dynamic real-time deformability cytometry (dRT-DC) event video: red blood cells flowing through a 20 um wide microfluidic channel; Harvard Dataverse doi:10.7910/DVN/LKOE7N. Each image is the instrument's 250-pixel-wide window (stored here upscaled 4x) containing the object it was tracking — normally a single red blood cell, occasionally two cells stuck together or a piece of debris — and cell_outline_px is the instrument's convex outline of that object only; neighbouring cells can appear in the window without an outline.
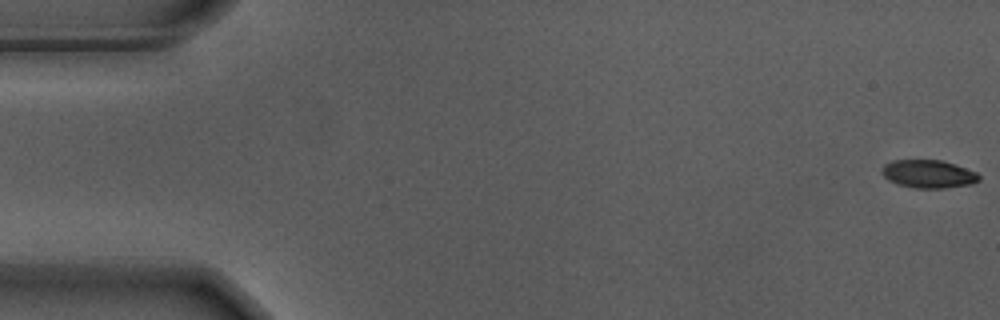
{"species": "Egyptian fruit bat (a non-hibernating species)", "species_latin": "Rousettus aegyptiacus", "temperature_condition": "warm", "stored_images_in_passage": 56, "camera_frame_rate_fps": 3000, "um_per_image_px": 0.085, "animal": {"sex": "male"}, "frame": {"image": 1, "passage_image": 1, "time_ms": 0.0, "image_size_px": [1000, 320], "cell_outline_px": [[980, 180], [972, 184], [944, 188], [916, 188], [896, 184], [888, 180], [880, 172], [880, 168], [884, 164], [892, 160], [940, 160], [956, 164], [976, 172], [980, 176]], "centroid_in_image_um": [78.89, 14.78], "position_along_channel_um": 6.1, "area_um2": 16.07}}
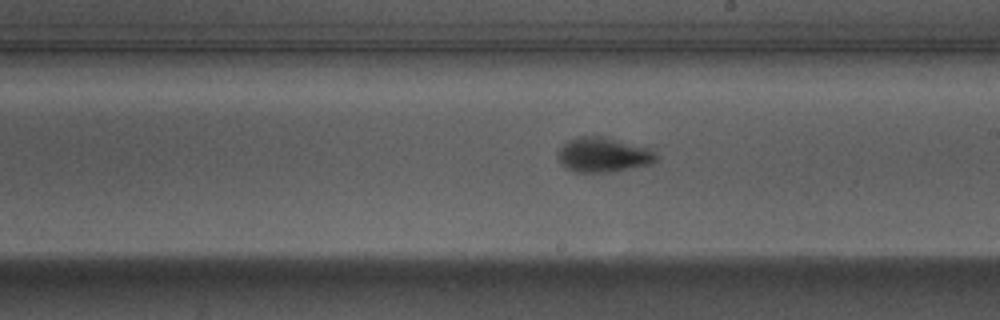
{"frame": {"image": 2, "passage_image": 32, "time_ms": 10.333, "image_size_px": [1000, 320], "cell_outline_px": [[660, 156], [652, 164], [616, 172], [576, 172], [560, 164], [556, 156], [556, 152], [568, 140], [576, 136], [600, 136], [644, 148]], "centroid_in_image_um": [51.22, 13.19], "position_along_channel_um": 237.8, "area_um2": 19.77}}
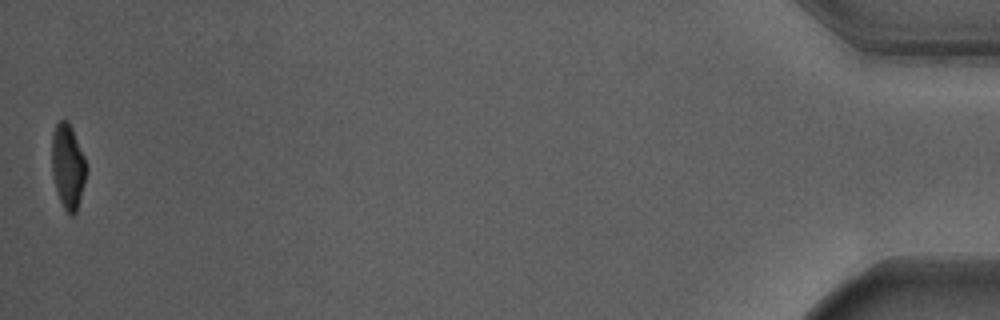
{"frame": {"image": 3, "passage_image": 56, "time_ms": 18.333, "image_size_px": [1000, 320], "cell_outline_px": [[88, 168], [76, 212], [72, 216], [64, 208], [60, 200], [56, 188], [52, 172], [52, 132], [56, 124], [60, 120], [68, 120], [72, 128], [84, 156]], "centroid_in_image_um": [5.77, 14.1], "position_along_channel_um": 429.4, "area_um2": 16.88}, "authors_computed_cell_mechanics": {"area_um2": 18.2648, "velocity_mm_per_s": 3.6858, "shape_relaxation_time_tau1_ms": 2.7761, "shape_relaxation_time_tau2_ms": 1.7113, "deformation_change_tau1": 0.1641, "deformation_change_tau2": 0.0673}}